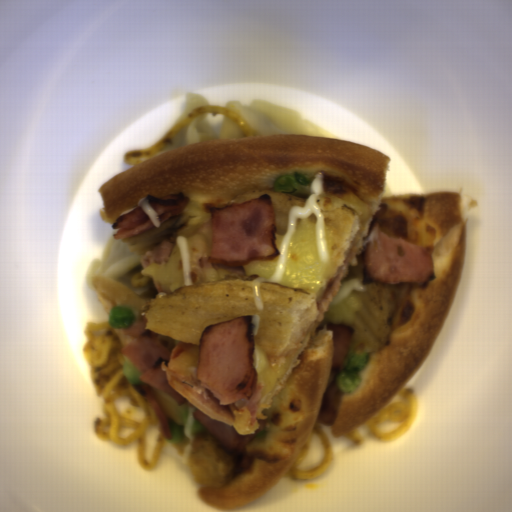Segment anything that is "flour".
<instances>
[{
  "instance_id": "obj_1",
  "label": "flour",
  "mask_w": 512,
  "mask_h": 512,
  "mask_svg": "<svg viewBox=\"0 0 512 512\" xmlns=\"http://www.w3.org/2000/svg\"><path fill=\"white\" fill-rule=\"evenodd\" d=\"M224 107L233 108L250 120L256 135L309 134L335 138L330 129L303 117L287 106L259 99L248 104L230 99Z\"/></svg>"
},
{
  "instance_id": "obj_2",
  "label": "flour",
  "mask_w": 512,
  "mask_h": 512,
  "mask_svg": "<svg viewBox=\"0 0 512 512\" xmlns=\"http://www.w3.org/2000/svg\"><path fill=\"white\" fill-rule=\"evenodd\" d=\"M142 267L141 257L127 247L123 240L114 239L113 233L107 237L101 258L90 259L85 282L92 289L95 275H105L122 282L134 291L138 287H132L130 281Z\"/></svg>"
},
{
  "instance_id": "obj_3",
  "label": "flour",
  "mask_w": 512,
  "mask_h": 512,
  "mask_svg": "<svg viewBox=\"0 0 512 512\" xmlns=\"http://www.w3.org/2000/svg\"><path fill=\"white\" fill-rule=\"evenodd\" d=\"M237 136H246L239 124L223 116L219 130L214 131L209 126L207 112H203L182 126L162 151L197 142Z\"/></svg>"
},
{
  "instance_id": "obj_4",
  "label": "flour",
  "mask_w": 512,
  "mask_h": 512,
  "mask_svg": "<svg viewBox=\"0 0 512 512\" xmlns=\"http://www.w3.org/2000/svg\"><path fill=\"white\" fill-rule=\"evenodd\" d=\"M209 98L197 92H188L183 100V105L178 122L189 113L202 105H208Z\"/></svg>"
}]
</instances>
